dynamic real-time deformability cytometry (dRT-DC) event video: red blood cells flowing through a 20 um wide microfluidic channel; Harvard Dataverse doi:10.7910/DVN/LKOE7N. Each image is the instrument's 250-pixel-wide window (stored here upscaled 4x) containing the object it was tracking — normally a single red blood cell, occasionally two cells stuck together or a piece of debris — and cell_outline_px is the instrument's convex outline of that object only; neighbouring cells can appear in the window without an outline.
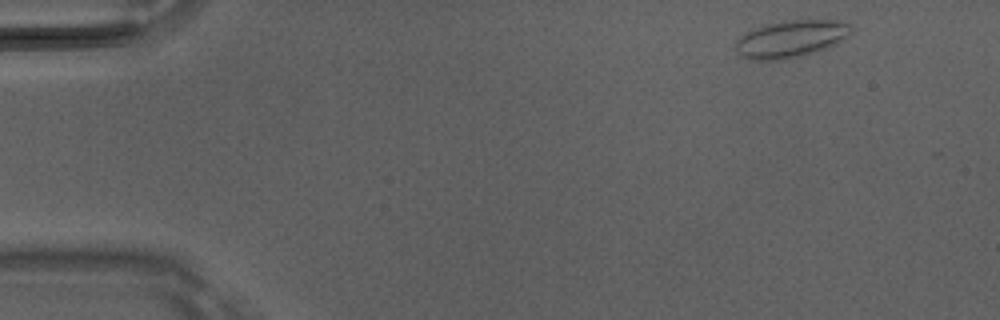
{"species": "Egyptian fruit bat (a non-hibernating species)", "species_latin": "Rousettus aegyptiacus", "temperature_condition": "room temperature", "stored_images_in_passage": 5, "camera_frame_rate_fps": 3000, "um_per_image_px": 0.085, "animal": {"sex": "male"}, "frame": {"image": 1, "passage_image": 1, "time_ms": 0.0, "image_size_px": [1000, 320], "cell_outline_px": [[856, 24], [852, 32], [848, 36], [836, 44], [828, 48], [816, 52], [784, 60], [752, 60], [740, 56], [736, 52], [736, 40], [740, 36], [756, 28], [768, 24], [792, 20], [836, 20]], "centroid_in_image_um": [67.29, 3.31], "position_along_channel_um": 17.7, "area_um2": 25.26}}